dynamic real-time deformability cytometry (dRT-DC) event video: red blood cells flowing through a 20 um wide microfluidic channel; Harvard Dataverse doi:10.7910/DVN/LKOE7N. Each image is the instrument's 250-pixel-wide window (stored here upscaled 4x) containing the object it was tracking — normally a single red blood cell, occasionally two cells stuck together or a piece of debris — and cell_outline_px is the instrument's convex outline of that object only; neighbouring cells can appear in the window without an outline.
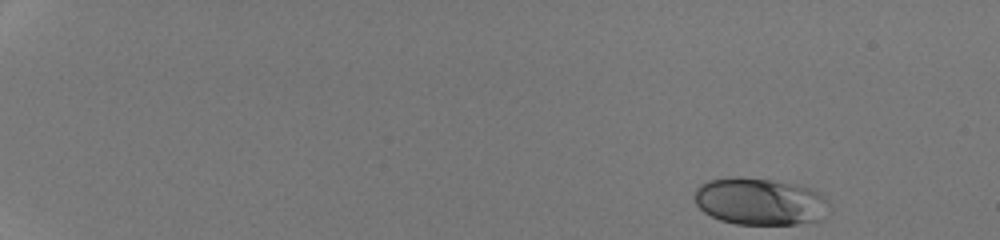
{"species": "human", "species_latin": "Homo sapiens", "temperature_condition": "room temperature", "stored_images_in_passage": 46, "camera_frame_rate_fps": 3000, "um_per_image_px": 0.085, "donor": {"sex": "male"}, "frame": {"image": 1, "passage_image": 1, "time_ms": 0.0, "image_size_px": [1000, 240], "cell_outline_px": [[832, 208], [828, 216], [824, 220], [796, 224], [736, 224], [720, 220], [704, 212], [696, 204], [696, 188], [700, 184], [708, 180], [736, 176], [772, 180], [800, 184], [812, 188], [820, 192], [832, 204]], "centroid_in_image_um": [64.71, 17.13], "position_along_channel_um": 20.3, "area_um2": 37.8}}
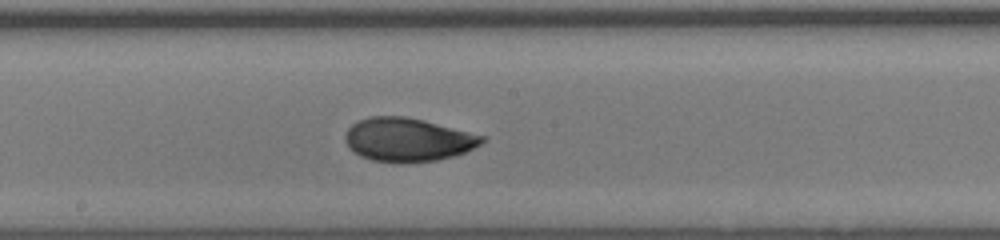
{"frame": {"image": 2, "passage_image": 27, "time_ms": 8.667, "image_size_px": [1000, 240], "cell_outline_px": [[488, 136], [480, 144], [464, 152], [452, 156], [436, 160], [400, 164], [372, 160], [360, 156], [348, 148], [344, 140], [344, 136], [348, 128], [352, 124], [368, 116], [404, 116], [424, 120]], "centroid_in_image_um": [34.64, 11.87], "position_along_channel_um": 213.6, "area_um2": 35.03}}
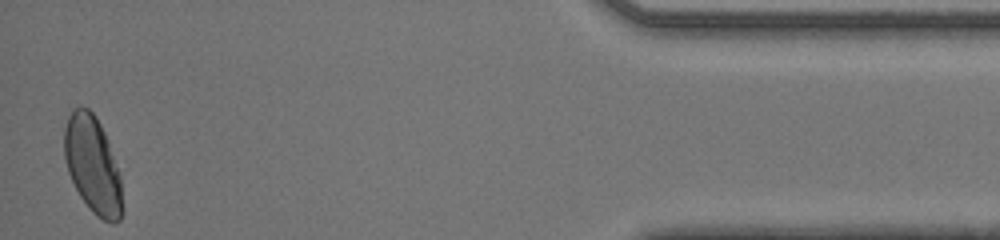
{"frame": {"image": 3, "passage_image": 46, "time_ms": 15.0, "image_size_px": [1000, 240], "cell_outline_px": [[124, 212], [120, 220], [116, 224], [112, 224], [96, 216], [88, 208], [80, 196], [68, 172], [64, 156], [64, 128], [68, 116], [80, 104], [88, 108], [96, 116], [108, 140], [120, 176], [124, 208]], "centroid_in_image_um": [7.9, 14.05], "position_along_channel_um": 427.3, "area_um2": 33.18}, "authors_computed_cell_mechanics": {"area_um2": 34.4199, "velocity_mm_per_s": 4.2853, "shape_relaxation_time_tau1_ms": 4.2683, "shape_relaxation_time_tau2_ms": null, "deformation_change_tau1": 0.1579, "deformation_change_tau2": null}}